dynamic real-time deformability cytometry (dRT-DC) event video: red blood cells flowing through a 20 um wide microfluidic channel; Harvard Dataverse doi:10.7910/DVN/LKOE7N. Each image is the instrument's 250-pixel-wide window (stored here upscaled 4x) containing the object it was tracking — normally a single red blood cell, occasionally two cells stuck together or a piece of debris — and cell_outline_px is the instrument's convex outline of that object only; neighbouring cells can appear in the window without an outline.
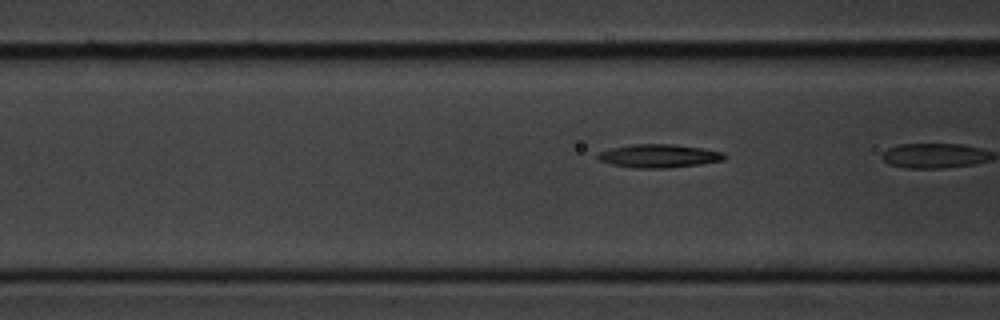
{"species": "common noctule bat (a hibernating species)", "species_latin": "Nyctalus noctula", "temperature_condition": "cold", "stored_images_in_passage": 6, "camera_frame_rate_fps": 3000, "um_per_image_px": 0.085, "animal": {"sex": "male", "body_mass_g": 20.1, "forearm_length_mm": 53.5}, "frame": {"image": 1, "passage_image": 6, "time_ms": 6.667, "image_size_px": [1000, 320], "cell_outline_px": [[728, 156], [724, 160], [700, 164], [668, 168], [636, 168], [612, 164], [600, 160], [596, 156], [600, 152], [612, 148], [632, 144], [672, 144], [700, 148], [724, 152]], "centroid_in_image_um": [56.05, 13.25], "position_along_channel_um": 110.6, "area_um2": 17.11}}